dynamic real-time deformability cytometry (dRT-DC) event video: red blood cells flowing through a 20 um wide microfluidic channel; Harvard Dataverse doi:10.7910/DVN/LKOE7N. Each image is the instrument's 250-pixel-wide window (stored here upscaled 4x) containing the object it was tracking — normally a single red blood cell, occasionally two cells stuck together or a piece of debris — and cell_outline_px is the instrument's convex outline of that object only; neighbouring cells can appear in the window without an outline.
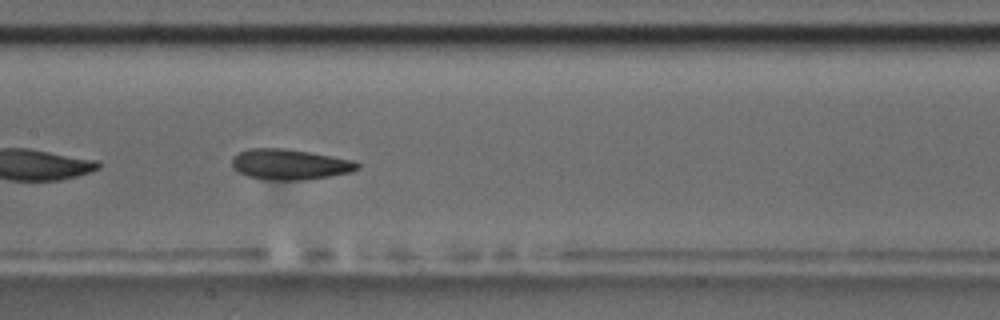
{"species": "common noctule bat (a hibernating species)", "species_latin": "Nyctalus noctula", "temperature_condition": "room temperature", "stored_images_in_passage": 7, "camera_frame_rate_fps": 3000, "um_per_image_px": 0.085, "animal": {"sex": "male", "body_mass_g": 17.5, "forearm_length_mm": 52.3}, "frame": {"image": 1, "passage_image": 6, "time_ms": 6.0, "image_size_px": [1000, 320], "cell_outline_px": [[360, 168], [352, 172], [328, 176], [300, 180], [268, 180], [248, 176], [236, 172], [232, 168], [232, 156], [236, 152], [248, 148], [284, 148], [356, 160], [360, 164]], "centroid_in_image_um": [24.6, 13.96], "position_along_channel_um": 182.8, "area_um2": 22.6}}